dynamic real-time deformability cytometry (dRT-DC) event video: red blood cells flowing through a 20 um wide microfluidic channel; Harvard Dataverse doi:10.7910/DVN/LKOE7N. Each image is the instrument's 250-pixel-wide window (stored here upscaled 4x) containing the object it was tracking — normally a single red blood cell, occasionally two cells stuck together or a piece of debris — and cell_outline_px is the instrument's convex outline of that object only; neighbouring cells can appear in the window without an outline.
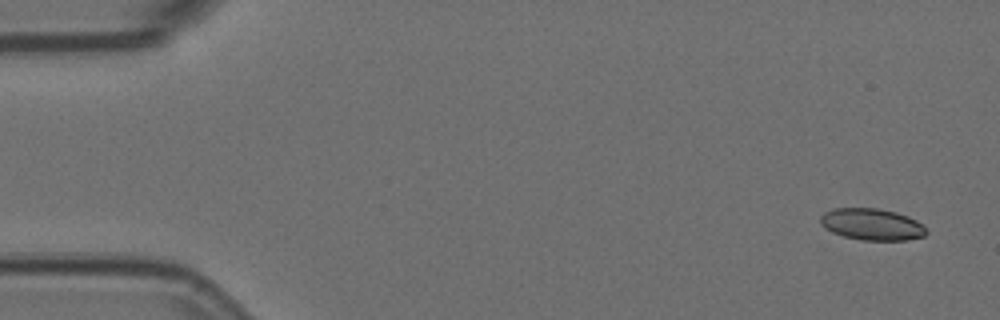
{"species": "Egyptian fruit bat (a non-hibernating species)", "species_latin": "Rousettus aegyptiacus", "temperature_condition": "room temperature", "stored_images_in_passage": 4, "camera_frame_rate_fps": 3000, "um_per_image_px": 0.085, "animal": {"sex": "female"}, "frame": {"image": 1, "passage_image": 1, "time_ms": 0.0, "image_size_px": [1000, 320], "cell_outline_px": [[928, 232], [924, 236], [908, 240], [860, 240], [844, 236], [832, 232], [824, 228], [820, 224], [820, 216], [824, 212], [832, 208], [876, 208], [896, 212], [908, 216], [916, 220]], "centroid_in_image_um": [74.07, 19.07], "position_along_channel_um": 10.9, "area_um2": 19.59}}